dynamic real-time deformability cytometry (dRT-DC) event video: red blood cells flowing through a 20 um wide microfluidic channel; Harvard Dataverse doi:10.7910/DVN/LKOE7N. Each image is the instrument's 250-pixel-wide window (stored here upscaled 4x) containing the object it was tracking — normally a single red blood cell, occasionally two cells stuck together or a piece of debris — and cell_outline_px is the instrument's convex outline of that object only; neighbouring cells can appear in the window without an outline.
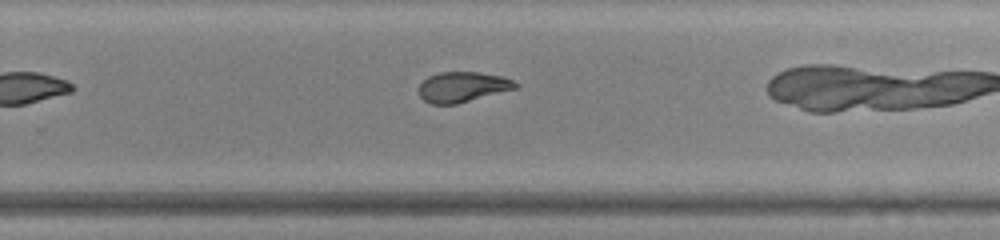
{"species": "common noctule bat (a hibernating species)", "species_latin": "Nyctalus noctula", "temperature_condition": "warm", "stored_images_in_passage": 22, "camera_frame_rate_fps": 3000, "um_per_image_px": 0.085, "animal": {"sex": "male", "body_mass_g": 20.0, "forearm_length_mm": 53.3}, "frame": {"image": 1, "passage_image": 16, "time_ms": 5.0, "image_size_px": [1000, 240], "cell_outline_px": [[520, 84], [516, 88], [456, 104], [432, 104], [424, 100], [416, 92], [416, 88], [428, 76], [440, 72], [476, 72], [504, 76]], "centroid_in_image_um": [39.28, 7.38], "position_along_channel_um": 290.5, "area_um2": 17.11}}